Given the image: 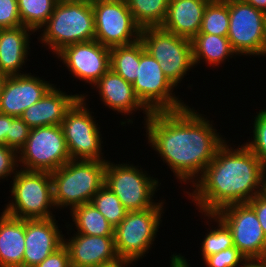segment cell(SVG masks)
I'll return each instance as SVG.
<instances>
[{"label": "cell", "mask_w": 266, "mask_h": 267, "mask_svg": "<svg viewBox=\"0 0 266 267\" xmlns=\"http://www.w3.org/2000/svg\"><path fill=\"white\" fill-rule=\"evenodd\" d=\"M18 154L26 171L51 173L71 160L61 125L32 128Z\"/></svg>", "instance_id": "8"}, {"label": "cell", "mask_w": 266, "mask_h": 267, "mask_svg": "<svg viewBox=\"0 0 266 267\" xmlns=\"http://www.w3.org/2000/svg\"><path fill=\"white\" fill-rule=\"evenodd\" d=\"M229 30L227 38L236 55H265L266 14L243 0H227Z\"/></svg>", "instance_id": "12"}, {"label": "cell", "mask_w": 266, "mask_h": 267, "mask_svg": "<svg viewBox=\"0 0 266 267\" xmlns=\"http://www.w3.org/2000/svg\"><path fill=\"white\" fill-rule=\"evenodd\" d=\"M253 139L245 145L255 154V156L266 167V110H259L254 117Z\"/></svg>", "instance_id": "32"}, {"label": "cell", "mask_w": 266, "mask_h": 267, "mask_svg": "<svg viewBox=\"0 0 266 267\" xmlns=\"http://www.w3.org/2000/svg\"><path fill=\"white\" fill-rule=\"evenodd\" d=\"M71 216L79 234L89 236H114V227L92 203L73 208Z\"/></svg>", "instance_id": "25"}, {"label": "cell", "mask_w": 266, "mask_h": 267, "mask_svg": "<svg viewBox=\"0 0 266 267\" xmlns=\"http://www.w3.org/2000/svg\"><path fill=\"white\" fill-rule=\"evenodd\" d=\"M247 258L234 246L219 253L207 256L204 261L207 267H239Z\"/></svg>", "instance_id": "33"}, {"label": "cell", "mask_w": 266, "mask_h": 267, "mask_svg": "<svg viewBox=\"0 0 266 267\" xmlns=\"http://www.w3.org/2000/svg\"><path fill=\"white\" fill-rule=\"evenodd\" d=\"M7 77H8L7 75L0 72V94L2 93V89Z\"/></svg>", "instance_id": "45"}, {"label": "cell", "mask_w": 266, "mask_h": 267, "mask_svg": "<svg viewBox=\"0 0 266 267\" xmlns=\"http://www.w3.org/2000/svg\"><path fill=\"white\" fill-rule=\"evenodd\" d=\"M31 32L23 25L0 29V72L7 76L22 75L20 68L29 54Z\"/></svg>", "instance_id": "22"}, {"label": "cell", "mask_w": 266, "mask_h": 267, "mask_svg": "<svg viewBox=\"0 0 266 267\" xmlns=\"http://www.w3.org/2000/svg\"><path fill=\"white\" fill-rule=\"evenodd\" d=\"M43 27L40 41L48 45L54 54L71 44L92 41L95 36L92 3L85 0H58Z\"/></svg>", "instance_id": "4"}, {"label": "cell", "mask_w": 266, "mask_h": 267, "mask_svg": "<svg viewBox=\"0 0 266 267\" xmlns=\"http://www.w3.org/2000/svg\"><path fill=\"white\" fill-rule=\"evenodd\" d=\"M229 7L227 0L210 1L204 11L199 33L227 36Z\"/></svg>", "instance_id": "29"}, {"label": "cell", "mask_w": 266, "mask_h": 267, "mask_svg": "<svg viewBox=\"0 0 266 267\" xmlns=\"http://www.w3.org/2000/svg\"><path fill=\"white\" fill-rule=\"evenodd\" d=\"M266 14V0H243Z\"/></svg>", "instance_id": "42"}, {"label": "cell", "mask_w": 266, "mask_h": 267, "mask_svg": "<svg viewBox=\"0 0 266 267\" xmlns=\"http://www.w3.org/2000/svg\"><path fill=\"white\" fill-rule=\"evenodd\" d=\"M31 128L20 118L10 116V129L7 133V147L17 152L25 145Z\"/></svg>", "instance_id": "34"}, {"label": "cell", "mask_w": 266, "mask_h": 267, "mask_svg": "<svg viewBox=\"0 0 266 267\" xmlns=\"http://www.w3.org/2000/svg\"><path fill=\"white\" fill-rule=\"evenodd\" d=\"M71 267H99L118 261L114 236H89L76 233L65 239Z\"/></svg>", "instance_id": "18"}, {"label": "cell", "mask_w": 266, "mask_h": 267, "mask_svg": "<svg viewBox=\"0 0 266 267\" xmlns=\"http://www.w3.org/2000/svg\"><path fill=\"white\" fill-rule=\"evenodd\" d=\"M57 55L73 77L92 86L110 69V48L96 40L71 44Z\"/></svg>", "instance_id": "15"}, {"label": "cell", "mask_w": 266, "mask_h": 267, "mask_svg": "<svg viewBox=\"0 0 266 267\" xmlns=\"http://www.w3.org/2000/svg\"><path fill=\"white\" fill-rule=\"evenodd\" d=\"M18 163V152L15 149L0 144V179L5 177L7 179L12 174L14 177L17 173L16 167H19Z\"/></svg>", "instance_id": "36"}, {"label": "cell", "mask_w": 266, "mask_h": 267, "mask_svg": "<svg viewBox=\"0 0 266 267\" xmlns=\"http://www.w3.org/2000/svg\"><path fill=\"white\" fill-rule=\"evenodd\" d=\"M139 169L133 164L106 161L104 185L118 197L128 212L149 209L159 204L152 199L158 188V179H153L141 167Z\"/></svg>", "instance_id": "9"}, {"label": "cell", "mask_w": 266, "mask_h": 267, "mask_svg": "<svg viewBox=\"0 0 266 267\" xmlns=\"http://www.w3.org/2000/svg\"><path fill=\"white\" fill-rule=\"evenodd\" d=\"M248 204L254 209L266 237V198L258 194Z\"/></svg>", "instance_id": "38"}, {"label": "cell", "mask_w": 266, "mask_h": 267, "mask_svg": "<svg viewBox=\"0 0 266 267\" xmlns=\"http://www.w3.org/2000/svg\"><path fill=\"white\" fill-rule=\"evenodd\" d=\"M171 258V265L170 267H189L190 264H188V262L186 261V258H184V256H182L180 253L179 255H172Z\"/></svg>", "instance_id": "40"}, {"label": "cell", "mask_w": 266, "mask_h": 267, "mask_svg": "<svg viewBox=\"0 0 266 267\" xmlns=\"http://www.w3.org/2000/svg\"><path fill=\"white\" fill-rule=\"evenodd\" d=\"M11 188L13 200L4 213L20 219L55 218L51 173L17 170Z\"/></svg>", "instance_id": "5"}, {"label": "cell", "mask_w": 266, "mask_h": 267, "mask_svg": "<svg viewBox=\"0 0 266 267\" xmlns=\"http://www.w3.org/2000/svg\"><path fill=\"white\" fill-rule=\"evenodd\" d=\"M140 40L158 62L164 75L178 86L187 71L194 67L191 40L170 33L161 27L141 30Z\"/></svg>", "instance_id": "6"}, {"label": "cell", "mask_w": 266, "mask_h": 267, "mask_svg": "<svg viewBox=\"0 0 266 267\" xmlns=\"http://www.w3.org/2000/svg\"><path fill=\"white\" fill-rule=\"evenodd\" d=\"M94 87L99 90L101 101H103L105 103L104 105L108 106L109 109L111 108L118 113H124L123 115L126 113L130 115L141 108L146 115V117H144L145 121L151 114L136 96L132 84L111 69L94 84Z\"/></svg>", "instance_id": "20"}, {"label": "cell", "mask_w": 266, "mask_h": 267, "mask_svg": "<svg viewBox=\"0 0 266 267\" xmlns=\"http://www.w3.org/2000/svg\"><path fill=\"white\" fill-rule=\"evenodd\" d=\"M21 25L17 0H0V29Z\"/></svg>", "instance_id": "35"}, {"label": "cell", "mask_w": 266, "mask_h": 267, "mask_svg": "<svg viewBox=\"0 0 266 267\" xmlns=\"http://www.w3.org/2000/svg\"><path fill=\"white\" fill-rule=\"evenodd\" d=\"M133 261L130 260H125V259H119L118 261L108 264V265H103L99 267H125L128 266L129 264H133Z\"/></svg>", "instance_id": "43"}, {"label": "cell", "mask_w": 266, "mask_h": 267, "mask_svg": "<svg viewBox=\"0 0 266 267\" xmlns=\"http://www.w3.org/2000/svg\"><path fill=\"white\" fill-rule=\"evenodd\" d=\"M58 0H17L22 25L34 32L42 29Z\"/></svg>", "instance_id": "28"}, {"label": "cell", "mask_w": 266, "mask_h": 267, "mask_svg": "<svg viewBox=\"0 0 266 267\" xmlns=\"http://www.w3.org/2000/svg\"><path fill=\"white\" fill-rule=\"evenodd\" d=\"M25 219L0 216V267H23Z\"/></svg>", "instance_id": "23"}, {"label": "cell", "mask_w": 266, "mask_h": 267, "mask_svg": "<svg viewBox=\"0 0 266 267\" xmlns=\"http://www.w3.org/2000/svg\"><path fill=\"white\" fill-rule=\"evenodd\" d=\"M10 129V115L0 113V144L7 146V133Z\"/></svg>", "instance_id": "39"}, {"label": "cell", "mask_w": 266, "mask_h": 267, "mask_svg": "<svg viewBox=\"0 0 266 267\" xmlns=\"http://www.w3.org/2000/svg\"><path fill=\"white\" fill-rule=\"evenodd\" d=\"M261 195L266 198V169L262 178Z\"/></svg>", "instance_id": "44"}, {"label": "cell", "mask_w": 266, "mask_h": 267, "mask_svg": "<svg viewBox=\"0 0 266 267\" xmlns=\"http://www.w3.org/2000/svg\"><path fill=\"white\" fill-rule=\"evenodd\" d=\"M36 267H71L68 249L63 244Z\"/></svg>", "instance_id": "37"}, {"label": "cell", "mask_w": 266, "mask_h": 267, "mask_svg": "<svg viewBox=\"0 0 266 267\" xmlns=\"http://www.w3.org/2000/svg\"><path fill=\"white\" fill-rule=\"evenodd\" d=\"M208 0H169L166 18L161 28L192 40L201 27Z\"/></svg>", "instance_id": "21"}, {"label": "cell", "mask_w": 266, "mask_h": 267, "mask_svg": "<svg viewBox=\"0 0 266 267\" xmlns=\"http://www.w3.org/2000/svg\"><path fill=\"white\" fill-rule=\"evenodd\" d=\"M239 267H266V259H247Z\"/></svg>", "instance_id": "41"}, {"label": "cell", "mask_w": 266, "mask_h": 267, "mask_svg": "<svg viewBox=\"0 0 266 267\" xmlns=\"http://www.w3.org/2000/svg\"><path fill=\"white\" fill-rule=\"evenodd\" d=\"M141 40L110 48V69L133 84L140 64Z\"/></svg>", "instance_id": "26"}, {"label": "cell", "mask_w": 266, "mask_h": 267, "mask_svg": "<svg viewBox=\"0 0 266 267\" xmlns=\"http://www.w3.org/2000/svg\"><path fill=\"white\" fill-rule=\"evenodd\" d=\"M54 84L29 74L8 76L0 94V113L12 117L38 102Z\"/></svg>", "instance_id": "16"}, {"label": "cell", "mask_w": 266, "mask_h": 267, "mask_svg": "<svg viewBox=\"0 0 266 267\" xmlns=\"http://www.w3.org/2000/svg\"><path fill=\"white\" fill-rule=\"evenodd\" d=\"M91 3L95 21L94 40L111 48L140 39L142 28L132 16L126 0H93Z\"/></svg>", "instance_id": "13"}, {"label": "cell", "mask_w": 266, "mask_h": 267, "mask_svg": "<svg viewBox=\"0 0 266 267\" xmlns=\"http://www.w3.org/2000/svg\"><path fill=\"white\" fill-rule=\"evenodd\" d=\"M132 86L136 96L150 112L176 111L188 106L175 96V86L164 75L159 62L145 50L142 41L140 64Z\"/></svg>", "instance_id": "11"}, {"label": "cell", "mask_w": 266, "mask_h": 267, "mask_svg": "<svg viewBox=\"0 0 266 267\" xmlns=\"http://www.w3.org/2000/svg\"><path fill=\"white\" fill-rule=\"evenodd\" d=\"M54 218L25 219V250L23 267H36L64 244Z\"/></svg>", "instance_id": "17"}, {"label": "cell", "mask_w": 266, "mask_h": 267, "mask_svg": "<svg viewBox=\"0 0 266 267\" xmlns=\"http://www.w3.org/2000/svg\"><path fill=\"white\" fill-rule=\"evenodd\" d=\"M191 43L194 66L199 64L200 60H204L207 65L218 66L236 54L227 36L198 33Z\"/></svg>", "instance_id": "24"}, {"label": "cell", "mask_w": 266, "mask_h": 267, "mask_svg": "<svg viewBox=\"0 0 266 267\" xmlns=\"http://www.w3.org/2000/svg\"><path fill=\"white\" fill-rule=\"evenodd\" d=\"M82 94L67 95L52 86L47 93L31 107H28L20 118L32 129L36 127L61 125L67 111Z\"/></svg>", "instance_id": "19"}, {"label": "cell", "mask_w": 266, "mask_h": 267, "mask_svg": "<svg viewBox=\"0 0 266 267\" xmlns=\"http://www.w3.org/2000/svg\"><path fill=\"white\" fill-rule=\"evenodd\" d=\"M210 219L217 222V228L210 229L205 235V239L202 242V258L203 260L210 255L219 253L222 250L228 249L230 247H234V241L232 237V233L230 229L226 226V224L215 214H204Z\"/></svg>", "instance_id": "31"}, {"label": "cell", "mask_w": 266, "mask_h": 267, "mask_svg": "<svg viewBox=\"0 0 266 267\" xmlns=\"http://www.w3.org/2000/svg\"><path fill=\"white\" fill-rule=\"evenodd\" d=\"M136 23L143 29L161 27L169 5V0H126Z\"/></svg>", "instance_id": "27"}, {"label": "cell", "mask_w": 266, "mask_h": 267, "mask_svg": "<svg viewBox=\"0 0 266 267\" xmlns=\"http://www.w3.org/2000/svg\"><path fill=\"white\" fill-rule=\"evenodd\" d=\"M215 215L230 229L234 246L247 259H266V237L256 212L248 203L225 206Z\"/></svg>", "instance_id": "14"}, {"label": "cell", "mask_w": 266, "mask_h": 267, "mask_svg": "<svg viewBox=\"0 0 266 267\" xmlns=\"http://www.w3.org/2000/svg\"><path fill=\"white\" fill-rule=\"evenodd\" d=\"M91 203L114 228L128 212L118 197L105 185L93 196Z\"/></svg>", "instance_id": "30"}, {"label": "cell", "mask_w": 266, "mask_h": 267, "mask_svg": "<svg viewBox=\"0 0 266 267\" xmlns=\"http://www.w3.org/2000/svg\"><path fill=\"white\" fill-rule=\"evenodd\" d=\"M106 161L70 160L51 172L53 202L57 208L91 203L105 183Z\"/></svg>", "instance_id": "3"}, {"label": "cell", "mask_w": 266, "mask_h": 267, "mask_svg": "<svg viewBox=\"0 0 266 267\" xmlns=\"http://www.w3.org/2000/svg\"><path fill=\"white\" fill-rule=\"evenodd\" d=\"M86 99L84 94L81 95L61 124L70 159L106 161L102 156L103 137L100 138V128L88 110Z\"/></svg>", "instance_id": "10"}, {"label": "cell", "mask_w": 266, "mask_h": 267, "mask_svg": "<svg viewBox=\"0 0 266 267\" xmlns=\"http://www.w3.org/2000/svg\"><path fill=\"white\" fill-rule=\"evenodd\" d=\"M163 204L160 202L156 207L127 212L114 228L115 248L120 259L135 262L148 252L162 220Z\"/></svg>", "instance_id": "7"}, {"label": "cell", "mask_w": 266, "mask_h": 267, "mask_svg": "<svg viewBox=\"0 0 266 267\" xmlns=\"http://www.w3.org/2000/svg\"><path fill=\"white\" fill-rule=\"evenodd\" d=\"M225 142L199 179L189 197L203 214H215L231 204L248 203L261 194L266 167L244 144L237 149Z\"/></svg>", "instance_id": "2"}, {"label": "cell", "mask_w": 266, "mask_h": 267, "mask_svg": "<svg viewBox=\"0 0 266 267\" xmlns=\"http://www.w3.org/2000/svg\"><path fill=\"white\" fill-rule=\"evenodd\" d=\"M145 125L148 143L181 183L193 185L226 142L207 117L189 106L151 112Z\"/></svg>", "instance_id": "1"}]
</instances>
